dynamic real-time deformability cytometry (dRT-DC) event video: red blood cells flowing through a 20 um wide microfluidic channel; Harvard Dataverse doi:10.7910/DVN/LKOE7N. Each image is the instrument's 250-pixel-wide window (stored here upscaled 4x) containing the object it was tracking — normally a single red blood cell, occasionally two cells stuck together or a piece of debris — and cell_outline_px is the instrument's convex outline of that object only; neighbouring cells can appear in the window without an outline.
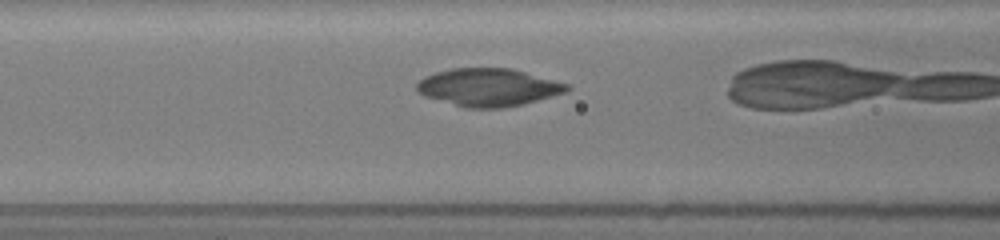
{"species": "common noctule bat (a hibernating species)", "species_latin": "Nyctalus noctula", "temperature_condition": "room temperature", "stored_images_in_passage": 29, "camera_frame_rate_fps": 3000, "um_per_image_px": 0.085, "animal": {"sex": "female", "body_mass_g": 19.5, "forearm_length_mm": 54.1}, "frame": {"image": 1, "passage_image": 4, "time_ms": 1.0, "image_size_px": [1000, 240], "cell_outline_px": [[572, 88], [568, 92], [524, 104], [504, 108], [464, 108], [424, 96], [416, 92], [416, 84], [424, 76], [436, 72], [452, 68], [508, 68], [524, 72], [568, 84]], "centroid_in_image_um": [41.49, 7.44], "position_along_channel_um": 125.1, "area_um2": 33.18}}
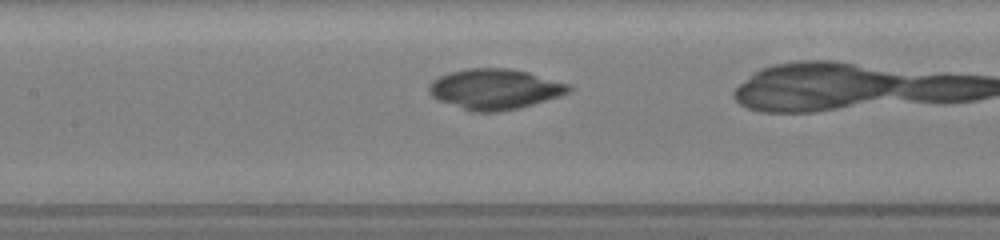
{"frame": {"image": 2, "passage_image": 7, "time_ms": 2.0, "image_size_px": [1000, 240], "cell_outline_px": [[572, 92], [560, 96], [520, 108], [500, 112], [472, 112], [436, 100], [428, 92], [428, 84], [432, 80], [448, 72], [468, 68], [512, 68], [528, 72], [568, 84], [572, 88]], "centroid_in_image_um": [42.03, 7.58], "position_along_channel_um": 165.4, "area_um2": 33.29}}
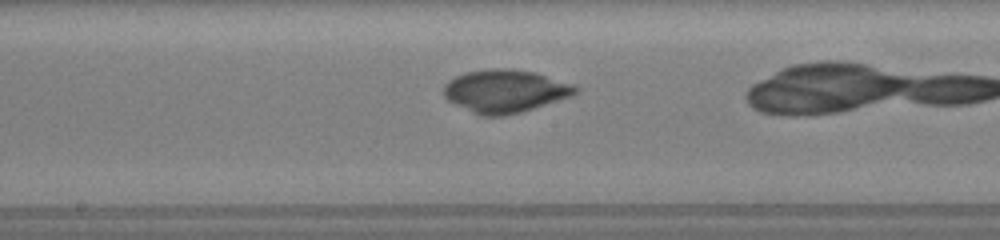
{"frame": {"image": 3, "passage_image": 10, "time_ms": 3.0, "image_size_px": [1000, 240], "cell_outline_px": [[580, 92], [572, 96], [520, 112], [504, 116], [480, 116], [448, 100], [444, 96], [444, 84], [448, 80], [464, 72], [504, 68], [508, 68], [532, 72], [576, 84], [580, 88]], "centroid_in_image_um": [42.96, 7.75], "position_along_channel_um": 205.2, "area_um2": 32.83}}